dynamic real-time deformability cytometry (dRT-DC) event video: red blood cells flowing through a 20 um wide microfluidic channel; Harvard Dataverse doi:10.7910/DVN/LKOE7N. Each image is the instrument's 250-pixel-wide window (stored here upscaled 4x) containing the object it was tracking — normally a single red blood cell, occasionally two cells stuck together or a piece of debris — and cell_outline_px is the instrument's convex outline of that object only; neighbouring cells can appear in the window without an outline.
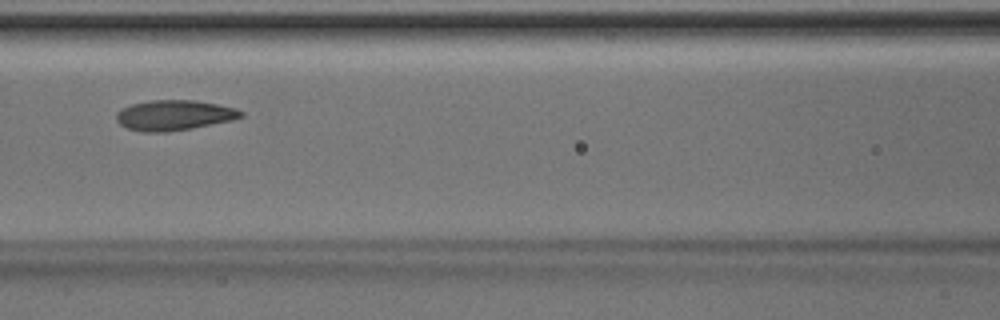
{"species": "Egyptian fruit bat (a non-hibernating species)", "species_latin": "Rousettus aegyptiacus", "temperature_condition": "room temperature", "stored_images_in_passage": 5, "camera_frame_rate_fps": 3000, "um_per_image_px": 0.085, "animal": {"sex": "male"}, "frame": {"image": 1, "passage_image": 5, "time_ms": 1.333, "image_size_px": [1000, 320], "cell_outline_px": [[244, 116], [232, 120], [192, 128], [164, 132], [140, 132], [124, 128], [116, 120], [116, 112], [120, 108], [132, 104], [148, 100], [196, 100], [220, 104], [236, 108], [244, 112]], "centroid_in_image_um": [14.78, 9.79], "position_along_channel_um": 151.8, "area_um2": 22.31}}